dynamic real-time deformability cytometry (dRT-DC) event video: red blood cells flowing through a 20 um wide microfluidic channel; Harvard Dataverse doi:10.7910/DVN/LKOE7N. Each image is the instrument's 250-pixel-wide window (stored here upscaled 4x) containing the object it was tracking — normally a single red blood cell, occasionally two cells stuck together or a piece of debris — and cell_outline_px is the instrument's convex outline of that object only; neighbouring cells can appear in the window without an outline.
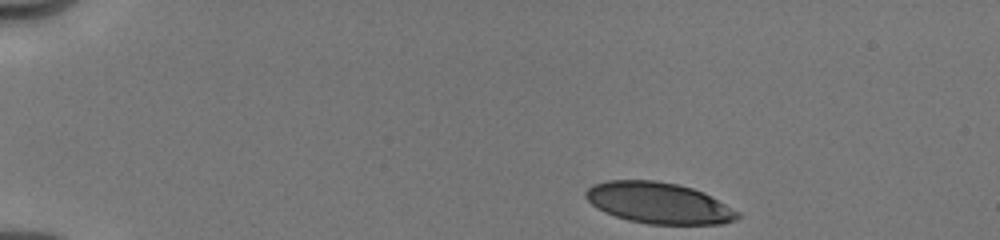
{"species": "human", "species_latin": "Homo sapiens", "temperature_condition": "cold", "stored_images_in_passage": 37, "camera_frame_rate_fps": 3000, "um_per_image_px": 0.085, "donor": {"sex": "male"}, "frame": {"image": 1, "passage_image": 1, "time_ms": 0.0, "image_size_px": [1000, 240], "cell_outline_px": [[740, 216], [736, 220], [724, 224], [648, 224], [628, 220], [604, 212], [596, 208], [584, 196], [584, 192], [592, 184], [608, 180], [656, 180], [676, 184], [692, 188], [704, 192], [740, 212]], "centroid_in_image_um": [55.99, 17.25], "position_along_channel_um": 29.0, "area_um2": 36.59}}
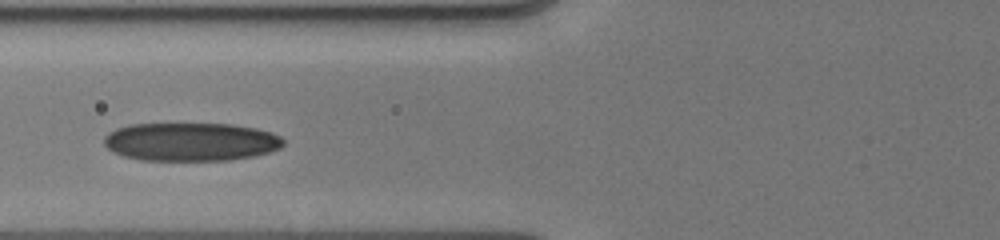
{"frame": {"image": 2, "passage_image": 26, "time_ms": 4.333, "image_size_px": [1000, 240], "cell_outline_px": [[284, 144], [280, 148], [268, 152], [252, 156], [228, 160], [140, 160], [124, 156], [112, 152], [104, 144], [104, 136], [108, 132], [116, 128], [128, 124], [232, 124], [256, 128], [272, 132], [280, 136], [284, 140]], "centroid_in_image_um": [16.2, 12.05], "position_along_channel_um": 109.6, "area_um2": 40.23}}
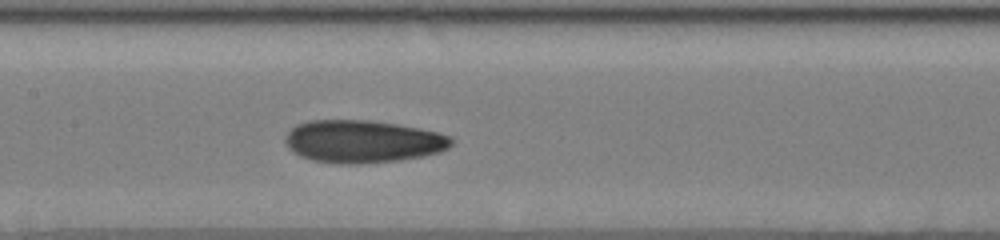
{"frame": {"image": 3, "passage_image": 36, "time_ms": 6.0, "image_size_px": [1000, 240], "cell_outline_px": [[452, 144], [448, 148], [440, 152], [400, 160], [360, 164], [340, 164], [312, 160], [300, 156], [292, 152], [288, 148], [284, 140], [284, 136], [296, 124], [308, 120], [372, 120], [420, 128], [440, 132], [452, 136]], "centroid_in_image_um": [30.82, 12.02], "position_along_channel_um": 176.6, "area_um2": 41.62}}